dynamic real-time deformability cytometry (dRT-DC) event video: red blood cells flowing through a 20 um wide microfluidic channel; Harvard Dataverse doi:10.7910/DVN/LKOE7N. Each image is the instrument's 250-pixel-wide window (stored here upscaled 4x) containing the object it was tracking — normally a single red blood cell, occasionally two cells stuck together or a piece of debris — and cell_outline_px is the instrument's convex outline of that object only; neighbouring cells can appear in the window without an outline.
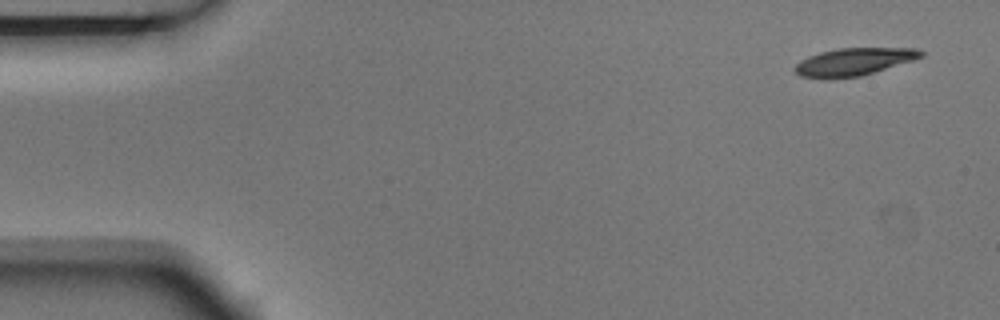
{"species": "Egyptian fruit bat (a non-hibernating species)", "species_latin": "Rousettus aegyptiacus", "temperature_condition": "room temperature", "stored_images_in_passage": 8, "camera_frame_rate_fps": 3000, "um_per_image_px": 0.085, "animal": {"sex": "male"}, "frame": {"image": 1, "passage_image": 1, "time_ms": 0.0, "image_size_px": [1000, 320], "cell_outline_px": [[924, 56], [912, 60], [860, 76], [800, 76], [792, 68], [800, 60], [808, 56], [820, 52], [836, 48], [916, 48], [924, 52]], "centroid_in_image_um": [72.59, 5.2], "position_along_channel_um": 12.4, "area_um2": 19.54}}
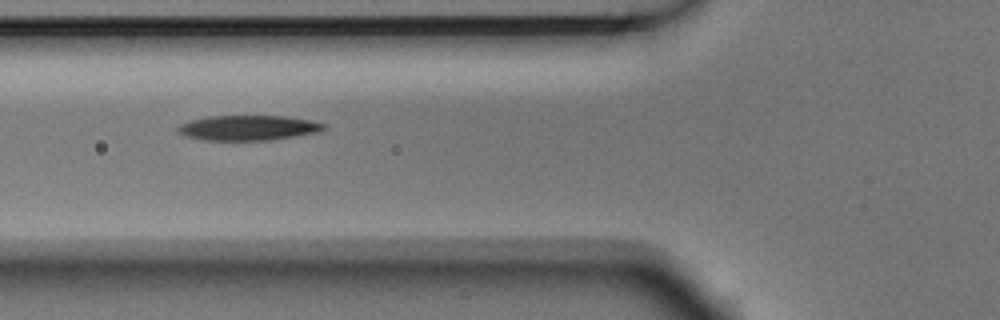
{"frame": {"image": 2, "passage_image": 5, "time_ms": 1.333, "image_size_px": [1000, 320], "cell_outline_px": [[328, 128], [320, 132], [272, 140], [204, 140], [188, 136], [176, 132], [176, 128], [180, 124], [192, 120], [208, 116], [288, 116], [308, 120], [324, 124]], "centroid_in_image_um": [21.12, 10.87], "position_along_channel_um": 104.7, "area_um2": 21.33}}
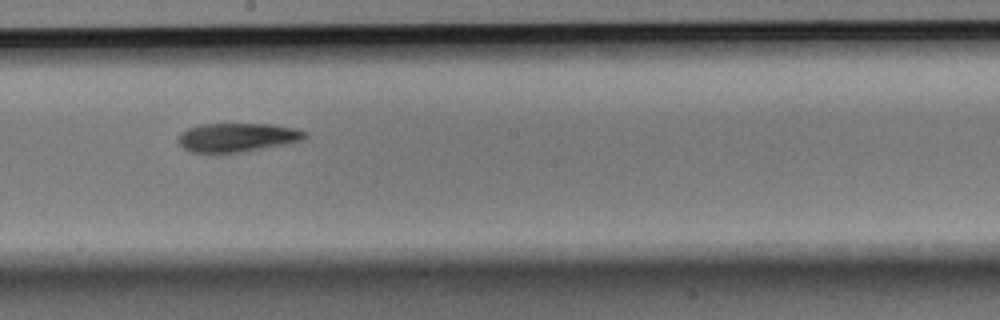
{"frame": {"image": 3, "passage_image": 8, "time_ms": 2.333, "image_size_px": [1000, 320], "cell_outline_px": [[308, 136], [300, 140], [240, 152], [212, 156], [188, 152], [176, 140], [180, 132], [188, 128], [200, 124], [272, 124], [296, 128], [308, 132]], "centroid_in_image_um": [20.04, 11.7], "position_along_channel_um": 228.2, "area_um2": 21.79}}